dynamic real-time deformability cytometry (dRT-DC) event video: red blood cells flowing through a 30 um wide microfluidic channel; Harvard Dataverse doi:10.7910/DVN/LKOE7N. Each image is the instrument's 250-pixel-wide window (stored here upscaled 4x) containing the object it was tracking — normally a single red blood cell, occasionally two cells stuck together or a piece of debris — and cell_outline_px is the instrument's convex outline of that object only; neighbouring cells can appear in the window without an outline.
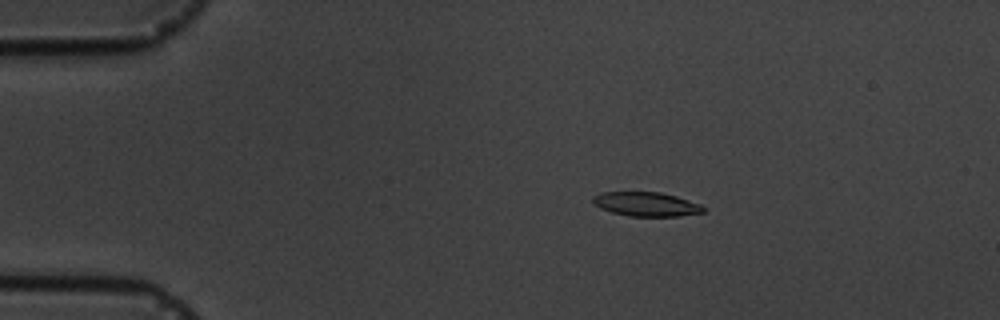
{"species": "common noctule bat (a hibernating species)", "species_latin": "Nyctalus noctula", "temperature_condition": "cold", "stored_images_in_passage": 5, "camera_frame_rate_fps": 3000, "um_per_image_px": 0.085, "animal": {"sex": "male", "body_mass_g": 19.5, "forearm_length_mm": 54.6}, "frame": {"image": 1, "passage_image": 4, "time_ms": 3.333, "image_size_px": [1000, 320], "cell_outline_px": [[704, 212], [680, 216], [628, 216], [612, 212], [600, 208], [592, 200], [592, 196], [600, 192], [660, 192], [676, 196], [700, 204], [704, 208]], "centroid_in_image_um": [54.91, 17.35], "position_along_channel_um": 30.1, "area_um2": 15.49}}